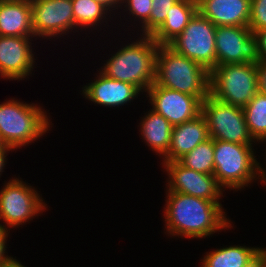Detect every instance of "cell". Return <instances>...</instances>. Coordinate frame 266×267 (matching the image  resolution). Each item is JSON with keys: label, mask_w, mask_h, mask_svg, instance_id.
Segmentation results:
<instances>
[{"label": "cell", "mask_w": 266, "mask_h": 267, "mask_svg": "<svg viewBox=\"0 0 266 267\" xmlns=\"http://www.w3.org/2000/svg\"><path fill=\"white\" fill-rule=\"evenodd\" d=\"M165 228L171 236L202 239L233 227L219 201L166 190Z\"/></svg>", "instance_id": "obj_1"}, {"label": "cell", "mask_w": 266, "mask_h": 267, "mask_svg": "<svg viewBox=\"0 0 266 267\" xmlns=\"http://www.w3.org/2000/svg\"><path fill=\"white\" fill-rule=\"evenodd\" d=\"M124 46L107 59L100 71L109 78L133 84L146 92L155 82L159 45L151 36H141Z\"/></svg>", "instance_id": "obj_2"}, {"label": "cell", "mask_w": 266, "mask_h": 267, "mask_svg": "<svg viewBox=\"0 0 266 267\" xmlns=\"http://www.w3.org/2000/svg\"><path fill=\"white\" fill-rule=\"evenodd\" d=\"M210 72L199 63L177 53L169 45H159L155 83L196 96L201 102L209 95Z\"/></svg>", "instance_id": "obj_3"}, {"label": "cell", "mask_w": 266, "mask_h": 267, "mask_svg": "<svg viewBox=\"0 0 266 267\" xmlns=\"http://www.w3.org/2000/svg\"><path fill=\"white\" fill-rule=\"evenodd\" d=\"M50 124L46 111L40 105L14 98L0 104V138L14 150L40 139L50 130Z\"/></svg>", "instance_id": "obj_4"}, {"label": "cell", "mask_w": 266, "mask_h": 267, "mask_svg": "<svg viewBox=\"0 0 266 267\" xmlns=\"http://www.w3.org/2000/svg\"><path fill=\"white\" fill-rule=\"evenodd\" d=\"M253 150L252 145L214 139L213 175L223 190H241L257 180V158Z\"/></svg>", "instance_id": "obj_5"}, {"label": "cell", "mask_w": 266, "mask_h": 267, "mask_svg": "<svg viewBox=\"0 0 266 267\" xmlns=\"http://www.w3.org/2000/svg\"><path fill=\"white\" fill-rule=\"evenodd\" d=\"M258 92L256 63L224 64L210 71L209 94L218 100L243 108Z\"/></svg>", "instance_id": "obj_6"}, {"label": "cell", "mask_w": 266, "mask_h": 267, "mask_svg": "<svg viewBox=\"0 0 266 267\" xmlns=\"http://www.w3.org/2000/svg\"><path fill=\"white\" fill-rule=\"evenodd\" d=\"M209 138L231 143L253 145L242 107L225 103L210 94L201 102Z\"/></svg>", "instance_id": "obj_7"}, {"label": "cell", "mask_w": 266, "mask_h": 267, "mask_svg": "<svg viewBox=\"0 0 266 267\" xmlns=\"http://www.w3.org/2000/svg\"><path fill=\"white\" fill-rule=\"evenodd\" d=\"M42 199L38 191L22 179H10L0 190V219L5 224L0 223V227L9 234L12 227L18 228L29 222L28 220H33L47 208Z\"/></svg>", "instance_id": "obj_8"}, {"label": "cell", "mask_w": 266, "mask_h": 267, "mask_svg": "<svg viewBox=\"0 0 266 267\" xmlns=\"http://www.w3.org/2000/svg\"><path fill=\"white\" fill-rule=\"evenodd\" d=\"M215 34L216 26L197 12L169 46L210 72L216 67Z\"/></svg>", "instance_id": "obj_9"}, {"label": "cell", "mask_w": 266, "mask_h": 267, "mask_svg": "<svg viewBox=\"0 0 266 267\" xmlns=\"http://www.w3.org/2000/svg\"><path fill=\"white\" fill-rule=\"evenodd\" d=\"M216 66L257 63V38L248 26H218L215 34Z\"/></svg>", "instance_id": "obj_10"}, {"label": "cell", "mask_w": 266, "mask_h": 267, "mask_svg": "<svg viewBox=\"0 0 266 267\" xmlns=\"http://www.w3.org/2000/svg\"><path fill=\"white\" fill-rule=\"evenodd\" d=\"M30 3L34 37L50 39L79 29L75 26L71 0H30Z\"/></svg>", "instance_id": "obj_11"}, {"label": "cell", "mask_w": 266, "mask_h": 267, "mask_svg": "<svg viewBox=\"0 0 266 267\" xmlns=\"http://www.w3.org/2000/svg\"><path fill=\"white\" fill-rule=\"evenodd\" d=\"M164 164V165H163ZM169 179L166 188L170 192H179L210 201H220L223 188L214 175L186 168L179 161L162 162Z\"/></svg>", "instance_id": "obj_12"}, {"label": "cell", "mask_w": 266, "mask_h": 267, "mask_svg": "<svg viewBox=\"0 0 266 267\" xmlns=\"http://www.w3.org/2000/svg\"><path fill=\"white\" fill-rule=\"evenodd\" d=\"M146 92L152 110L165 117L173 126L201 113V101L196 96L159 86L155 82Z\"/></svg>", "instance_id": "obj_13"}, {"label": "cell", "mask_w": 266, "mask_h": 267, "mask_svg": "<svg viewBox=\"0 0 266 267\" xmlns=\"http://www.w3.org/2000/svg\"><path fill=\"white\" fill-rule=\"evenodd\" d=\"M33 37L0 36V77L9 80H24L32 74L35 66L31 46Z\"/></svg>", "instance_id": "obj_14"}, {"label": "cell", "mask_w": 266, "mask_h": 267, "mask_svg": "<svg viewBox=\"0 0 266 267\" xmlns=\"http://www.w3.org/2000/svg\"><path fill=\"white\" fill-rule=\"evenodd\" d=\"M97 78L84 85L82 94L85 99L107 107H119L130 103L140 95L141 91L133 84L107 77L99 69Z\"/></svg>", "instance_id": "obj_15"}, {"label": "cell", "mask_w": 266, "mask_h": 267, "mask_svg": "<svg viewBox=\"0 0 266 267\" xmlns=\"http://www.w3.org/2000/svg\"><path fill=\"white\" fill-rule=\"evenodd\" d=\"M198 12L216 27L248 26L251 0H197Z\"/></svg>", "instance_id": "obj_16"}, {"label": "cell", "mask_w": 266, "mask_h": 267, "mask_svg": "<svg viewBox=\"0 0 266 267\" xmlns=\"http://www.w3.org/2000/svg\"><path fill=\"white\" fill-rule=\"evenodd\" d=\"M207 139L208 127L201 113L189 121L173 126L168 153L162 158V162L178 161Z\"/></svg>", "instance_id": "obj_17"}, {"label": "cell", "mask_w": 266, "mask_h": 267, "mask_svg": "<svg viewBox=\"0 0 266 267\" xmlns=\"http://www.w3.org/2000/svg\"><path fill=\"white\" fill-rule=\"evenodd\" d=\"M0 36H34L30 0H0Z\"/></svg>", "instance_id": "obj_18"}, {"label": "cell", "mask_w": 266, "mask_h": 267, "mask_svg": "<svg viewBox=\"0 0 266 267\" xmlns=\"http://www.w3.org/2000/svg\"><path fill=\"white\" fill-rule=\"evenodd\" d=\"M265 257V248L234 245L207 252L201 267H256Z\"/></svg>", "instance_id": "obj_19"}, {"label": "cell", "mask_w": 266, "mask_h": 267, "mask_svg": "<svg viewBox=\"0 0 266 267\" xmlns=\"http://www.w3.org/2000/svg\"><path fill=\"white\" fill-rule=\"evenodd\" d=\"M198 12L197 0H179L167 13L164 23L151 35L158 45H169Z\"/></svg>", "instance_id": "obj_20"}, {"label": "cell", "mask_w": 266, "mask_h": 267, "mask_svg": "<svg viewBox=\"0 0 266 267\" xmlns=\"http://www.w3.org/2000/svg\"><path fill=\"white\" fill-rule=\"evenodd\" d=\"M140 122V134L146 145L163 158L168 153L173 125L152 109L145 113Z\"/></svg>", "instance_id": "obj_21"}, {"label": "cell", "mask_w": 266, "mask_h": 267, "mask_svg": "<svg viewBox=\"0 0 266 267\" xmlns=\"http://www.w3.org/2000/svg\"><path fill=\"white\" fill-rule=\"evenodd\" d=\"M73 7V15L75 26L84 28L97 27L101 23H104V19L108 18L107 14L111 18V12H109L104 6L94 0H71ZM103 19V20H102ZM102 21V22H101ZM100 23V24H99Z\"/></svg>", "instance_id": "obj_22"}, {"label": "cell", "mask_w": 266, "mask_h": 267, "mask_svg": "<svg viewBox=\"0 0 266 267\" xmlns=\"http://www.w3.org/2000/svg\"><path fill=\"white\" fill-rule=\"evenodd\" d=\"M250 134L257 142L266 140V95L258 92L243 107Z\"/></svg>", "instance_id": "obj_23"}, {"label": "cell", "mask_w": 266, "mask_h": 267, "mask_svg": "<svg viewBox=\"0 0 266 267\" xmlns=\"http://www.w3.org/2000/svg\"><path fill=\"white\" fill-rule=\"evenodd\" d=\"M186 168L207 175L214 173V139L209 138L178 160Z\"/></svg>", "instance_id": "obj_24"}, {"label": "cell", "mask_w": 266, "mask_h": 267, "mask_svg": "<svg viewBox=\"0 0 266 267\" xmlns=\"http://www.w3.org/2000/svg\"><path fill=\"white\" fill-rule=\"evenodd\" d=\"M179 0H152L149 21L141 27V36H151L165 21L170 8Z\"/></svg>", "instance_id": "obj_25"}, {"label": "cell", "mask_w": 266, "mask_h": 267, "mask_svg": "<svg viewBox=\"0 0 266 267\" xmlns=\"http://www.w3.org/2000/svg\"><path fill=\"white\" fill-rule=\"evenodd\" d=\"M152 4V0H122V6L124 5L125 8L123 10L125 12L126 10L129 11L130 16L132 15L135 19H138L142 23L141 27L149 21Z\"/></svg>", "instance_id": "obj_26"}, {"label": "cell", "mask_w": 266, "mask_h": 267, "mask_svg": "<svg viewBox=\"0 0 266 267\" xmlns=\"http://www.w3.org/2000/svg\"><path fill=\"white\" fill-rule=\"evenodd\" d=\"M248 27L254 34L258 30L266 28V0H251Z\"/></svg>", "instance_id": "obj_27"}, {"label": "cell", "mask_w": 266, "mask_h": 267, "mask_svg": "<svg viewBox=\"0 0 266 267\" xmlns=\"http://www.w3.org/2000/svg\"><path fill=\"white\" fill-rule=\"evenodd\" d=\"M259 92L266 95V61L259 60L256 63Z\"/></svg>", "instance_id": "obj_28"}, {"label": "cell", "mask_w": 266, "mask_h": 267, "mask_svg": "<svg viewBox=\"0 0 266 267\" xmlns=\"http://www.w3.org/2000/svg\"><path fill=\"white\" fill-rule=\"evenodd\" d=\"M255 36L257 38L259 59L266 61V28L258 30Z\"/></svg>", "instance_id": "obj_29"}, {"label": "cell", "mask_w": 266, "mask_h": 267, "mask_svg": "<svg viewBox=\"0 0 266 267\" xmlns=\"http://www.w3.org/2000/svg\"><path fill=\"white\" fill-rule=\"evenodd\" d=\"M97 1L98 3H100L102 6H104L109 12H114L115 9L118 10V8L122 6V0H94ZM114 8V9H113ZM114 11H112V10Z\"/></svg>", "instance_id": "obj_30"}, {"label": "cell", "mask_w": 266, "mask_h": 267, "mask_svg": "<svg viewBox=\"0 0 266 267\" xmlns=\"http://www.w3.org/2000/svg\"><path fill=\"white\" fill-rule=\"evenodd\" d=\"M0 267H26L17 261V259L6 255L4 258L0 259Z\"/></svg>", "instance_id": "obj_31"}, {"label": "cell", "mask_w": 266, "mask_h": 267, "mask_svg": "<svg viewBox=\"0 0 266 267\" xmlns=\"http://www.w3.org/2000/svg\"><path fill=\"white\" fill-rule=\"evenodd\" d=\"M8 234L0 227V255H6Z\"/></svg>", "instance_id": "obj_32"}, {"label": "cell", "mask_w": 266, "mask_h": 267, "mask_svg": "<svg viewBox=\"0 0 266 267\" xmlns=\"http://www.w3.org/2000/svg\"><path fill=\"white\" fill-rule=\"evenodd\" d=\"M263 142H266V140L262 141V143ZM261 165L262 164L257 161V179H261L260 181H262V184L264 183L266 185V170Z\"/></svg>", "instance_id": "obj_33"}, {"label": "cell", "mask_w": 266, "mask_h": 267, "mask_svg": "<svg viewBox=\"0 0 266 267\" xmlns=\"http://www.w3.org/2000/svg\"><path fill=\"white\" fill-rule=\"evenodd\" d=\"M8 151L10 150H0V176L1 173L4 172L3 168H5L6 163V157H7V153H9Z\"/></svg>", "instance_id": "obj_34"}, {"label": "cell", "mask_w": 266, "mask_h": 267, "mask_svg": "<svg viewBox=\"0 0 266 267\" xmlns=\"http://www.w3.org/2000/svg\"><path fill=\"white\" fill-rule=\"evenodd\" d=\"M0 150H11V151H13L14 149L11 148V147L6 146V145L2 142V140H1V138H0Z\"/></svg>", "instance_id": "obj_35"}, {"label": "cell", "mask_w": 266, "mask_h": 267, "mask_svg": "<svg viewBox=\"0 0 266 267\" xmlns=\"http://www.w3.org/2000/svg\"><path fill=\"white\" fill-rule=\"evenodd\" d=\"M256 267H266V257Z\"/></svg>", "instance_id": "obj_36"}, {"label": "cell", "mask_w": 266, "mask_h": 267, "mask_svg": "<svg viewBox=\"0 0 266 267\" xmlns=\"http://www.w3.org/2000/svg\"><path fill=\"white\" fill-rule=\"evenodd\" d=\"M6 255H0V259L4 258Z\"/></svg>", "instance_id": "obj_37"}]
</instances>
